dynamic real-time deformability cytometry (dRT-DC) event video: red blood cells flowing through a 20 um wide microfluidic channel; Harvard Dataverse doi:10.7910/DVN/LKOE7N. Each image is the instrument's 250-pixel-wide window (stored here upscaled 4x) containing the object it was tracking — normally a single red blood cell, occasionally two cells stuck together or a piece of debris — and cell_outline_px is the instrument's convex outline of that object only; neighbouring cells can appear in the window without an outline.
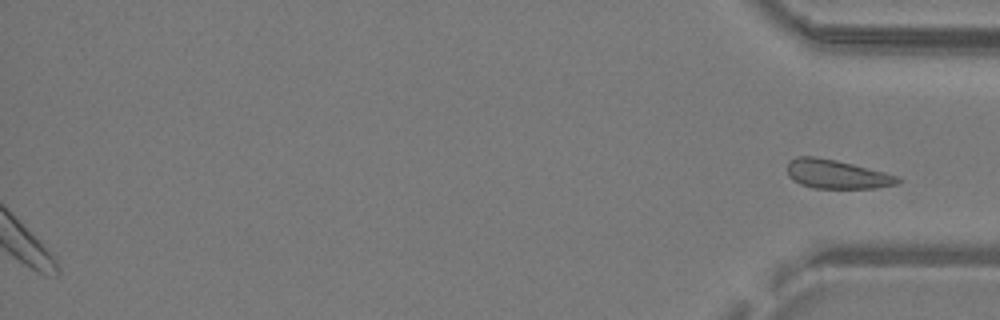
{"species": "common noctule bat (a hibernating species)", "species_latin": "Nyctalus noctula", "temperature_condition": "warm", "stored_images_in_passage": 27, "segment_of_instrument_passage": [2, 2], "camera_frame_rate_fps": 3000, "um_per_image_px": 0.085, "animal": {"sex": "male", "body_mass_g": 19.2, "forearm_length_mm": 51.8}, "frame": {"image": 1, "passage_image": 27, "time_ms": 8.667, "image_size_px": [1000, 320], "cell_outline_px": [[900, 180], [896, 184], [876, 188], [812, 188], [800, 184], [792, 180], [788, 176], [788, 160], [796, 156], [812, 156], [836, 160], [900, 176]], "centroid_in_image_um": [71.08, 14.81], "position_along_channel_um": 364.1, "area_um2": 18.61}}